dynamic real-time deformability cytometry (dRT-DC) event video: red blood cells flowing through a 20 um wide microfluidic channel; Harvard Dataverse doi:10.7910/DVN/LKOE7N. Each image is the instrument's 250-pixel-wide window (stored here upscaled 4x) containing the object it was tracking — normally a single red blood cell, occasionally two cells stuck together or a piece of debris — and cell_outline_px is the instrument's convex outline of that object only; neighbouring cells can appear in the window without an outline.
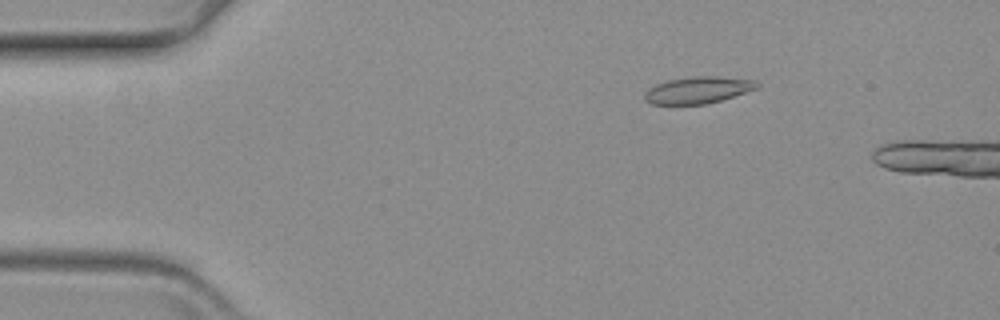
{"species": "common noctule bat (a hibernating species)", "species_latin": "Nyctalus noctula", "temperature_condition": "warm", "stored_images_in_passage": 17, "camera_frame_rate_fps": 3000, "um_per_image_px": 0.085, "animal": {"sex": "female", "body_mass_g": 19.3, "forearm_length_mm": 54.1}, "frame": {"image": 1, "passage_image": 10, "time_ms": 3.0, "image_size_px": [1000, 320], "cell_outline_px": [[760, 88], [720, 100], [704, 104], [652, 104], [644, 100], [644, 92], [648, 88], [656, 84], [668, 80], [692, 76], [716, 76], [756, 80], [760, 84]], "centroid_in_image_um": [59.34, 7.64], "position_along_channel_um": 25.7, "area_um2": 17.63}}